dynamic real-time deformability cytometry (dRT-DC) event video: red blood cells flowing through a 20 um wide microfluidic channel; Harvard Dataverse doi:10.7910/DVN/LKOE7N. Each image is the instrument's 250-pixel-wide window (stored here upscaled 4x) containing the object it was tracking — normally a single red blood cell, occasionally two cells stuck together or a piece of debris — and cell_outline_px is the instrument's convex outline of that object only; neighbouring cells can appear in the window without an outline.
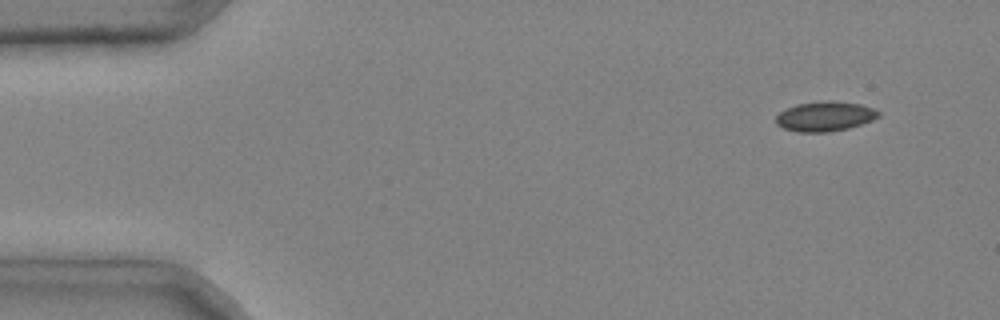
{"species": "common noctule bat (a hibernating species)", "species_latin": "Nyctalus noctula", "temperature_condition": "cold", "stored_images_in_passage": 3, "camera_frame_rate_fps": 3000, "um_per_image_px": 0.085, "animal": {"sex": "male", "body_mass_g": 20.4}, "frame": {"image": 1, "passage_image": 1, "time_ms": 0.0, "image_size_px": [1000, 320], "cell_outline_px": [[880, 116], [872, 120], [848, 128], [828, 132], [800, 132], [784, 128], [776, 124], [776, 116], [780, 112], [796, 104], [828, 100], [832, 100], [860, 104], [872, 108], [880, 112]], "centroid_in_image_um": [70.12, 9.88], "position_along_channel_um": 14.9, "area_um2": 17.69}}